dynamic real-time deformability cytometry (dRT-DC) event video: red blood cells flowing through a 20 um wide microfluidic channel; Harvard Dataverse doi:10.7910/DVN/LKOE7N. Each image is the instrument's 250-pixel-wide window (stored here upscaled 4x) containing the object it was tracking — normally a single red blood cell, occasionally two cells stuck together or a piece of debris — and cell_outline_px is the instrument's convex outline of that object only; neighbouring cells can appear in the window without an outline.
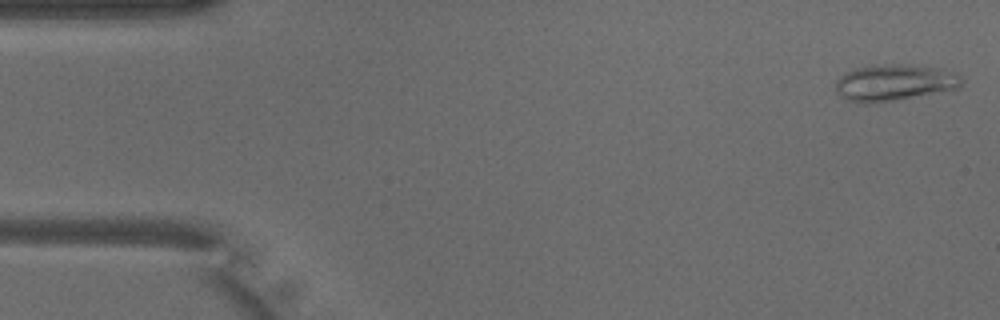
{"species": "common noctule bat (a hibernating species)", "species_latin": "Nyctalus noctula", "temperature_condition": "warm", "stored_images_in_passage": 44, "camera_frame_rate_fps": 3000, "um_per_image_px": 0.085, "animal": {"sex": "male", "body_mass_g": 18.8}, "frame": {"image": 1, "passage_image": 1, "time_ms": 0.0, "image_size_px": [1000, 320], "cell_outline_px": [[964, 80], [956, 88], [896, 100], [868, 104], [864, 104], [848, 100], [840, 96], [836, 92], [836, 80], [840, 76], [856, 68], [892, 64], [904, 64], [940, 68], [956, 72]], "centroid_in_image_um": [76.01, 7.03], "position_along_channel_um": 9.0, "area_um2": 26.47}}
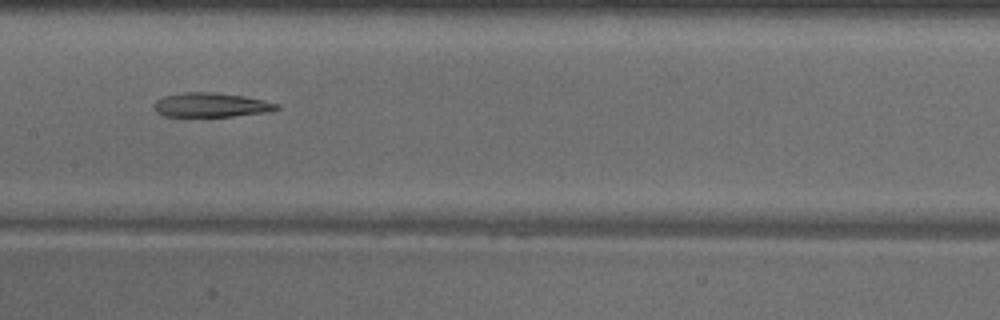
{"frame": {"image": 2, "passage_image": 23, "time_ms": 7.333, "image_size_px": [1000, 320], "cell_outline_px": [[280, 108], [264, 112], [232, 116], [164, 116], [156, 112], [152, 108], [152, 104], [156, 100], [164, 96], [184, 92], [212, 92], [244, 96], [264, 100], [280, 104]], "centroid_in_image_um": [17.89, 8.91], "position_along_channel_um": 189.5, "area_um2": 17.34}}
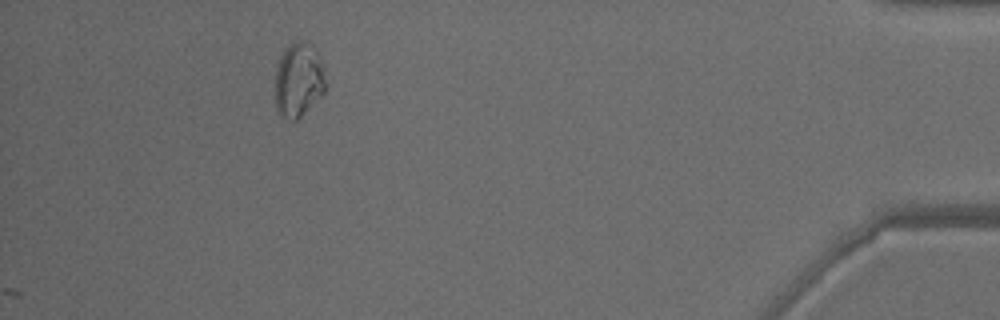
{"frame": {"image": 3, "passage_image": 44, "time_ms": 14.333, "image_size_px": [1000, 320], "cell_outline_px": [[324, 92], [296, 120], [292, 120], [284, 116], [276, 108], [276, 68], [280, 56], [284, 48], [288, 44], [300, 40], [304, 40], [312, 44], [320, 52], [324, 68]], "centroid_in_image_um": [25.39, 6.7], "position_along_channel_um": 409.8, "area_um2": 21.85}, "authors_computed_cell_mechanics": {"area_um2": 18.2937, "velocity_mm_per_s": 4.0391, "shape_relaxation_time_tau1_ms": null, "shape_relaxation_time_tau2_ms": 8.1845, "deformation_change_tau1": null, "deformation_change_tau2": 0.2062}}